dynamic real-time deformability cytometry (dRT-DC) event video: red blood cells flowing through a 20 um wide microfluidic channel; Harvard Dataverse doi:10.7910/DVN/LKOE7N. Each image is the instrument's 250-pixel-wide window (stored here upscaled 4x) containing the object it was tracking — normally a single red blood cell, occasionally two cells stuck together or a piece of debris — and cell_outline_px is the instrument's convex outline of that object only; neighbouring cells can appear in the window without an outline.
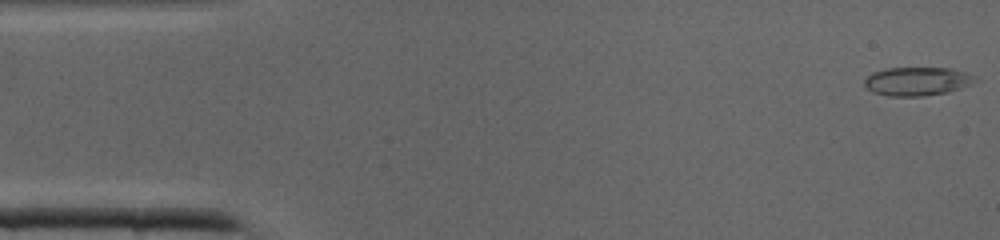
{"species": "common noctule bat (a hibernating species)", "species_latin": "Nyctalus noctula", "temperature_condition": "cold", "stored_images_in_passage": 10, "camera_frame_rate_fps": 3000, "um_per_image_px": 0.085, "animal": {"sex": "male", "body_mass_g": 19.0, "forearm_length_mm": 50.8}, "frame": {"image": 1, "passage_image": 1, "time_ms": 0.0, "image_size_px": [1000, 240], "cell_outline_px": [[980, 80], [948, 92], [924, 96], [888, 96], [872, 92], [864, 88], [864, 80], [872, 72], [884, 68], [952, 68], [976, 76]], "centroid_in_image_um": [77.93, 6.91], "position_along_channel_um": 7.1, "area_um2": 18.61}}